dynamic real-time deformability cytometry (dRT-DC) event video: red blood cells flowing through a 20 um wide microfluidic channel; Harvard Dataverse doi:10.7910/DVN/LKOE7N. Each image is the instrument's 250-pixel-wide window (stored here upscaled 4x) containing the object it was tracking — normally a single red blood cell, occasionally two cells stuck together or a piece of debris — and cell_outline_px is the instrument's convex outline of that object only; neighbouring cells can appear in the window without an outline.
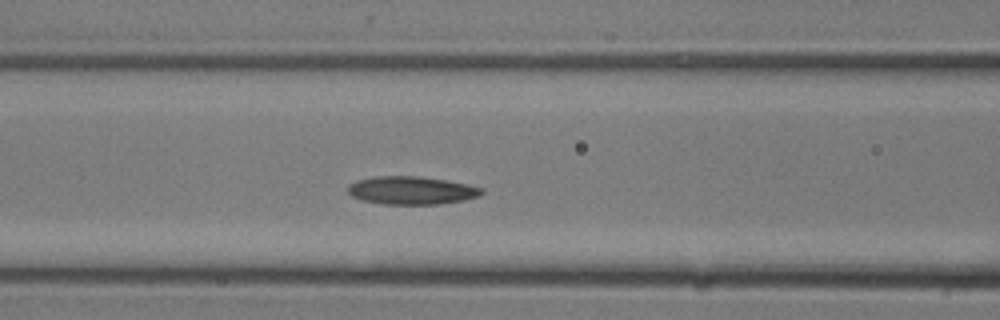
{"species": "common noctule bat (a hibernating species)", "species_latin": "Nyctalus noctula", "temperature_condition": "room temperature", "stored_images_in_passage": 12, "camera_frame_rate_fps": 3000, "um_per_image_px": 0.085, "animal": {"sex": "male", "body_mass_g": 13.3}, "frame": {"image": 1, "passage_image": 9, "time_ms": 2.667, "image_size_px": [1000, 320], "cell_outline_px": [[484, 192], [480, 196], [464, 200], [436, 204], [384, 204], [364, 200], [352, 196], [348, 192], [348, 184], [356, 180], [376, 176], [420, 176], [468, 184], [484, 188]], "centroid_in_image_um": [35.0, 16.17], "position_along_channel_um": 131.6, "area_um2": 21.85}}
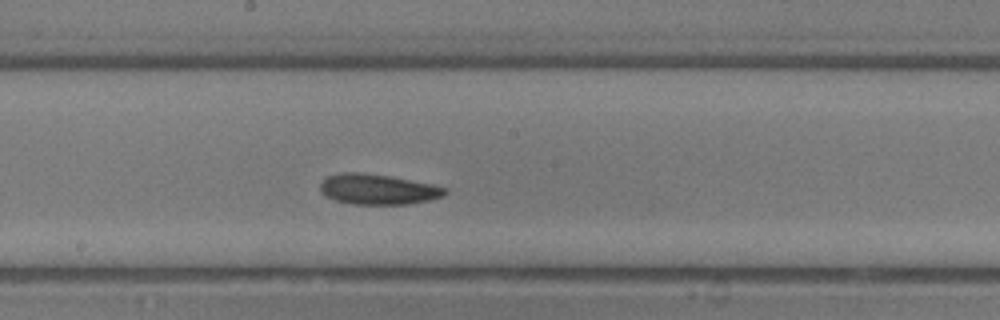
{"frame": {"image": 2, "passage_image": 12, "time_ms": 3.667, "image_size_px": [1000, 320], "cell_outline_px": [[448, 192], [444, 196], [428, 200], [408, 204], [352, 204], [336, 200], [324, 196], [320, 192], [320, 184], [328, 176], [344, 172], [360, 172], [388, 176], [432, 184], [448, 188]], "centroid_in_image_um": [32.12, 16.09], "position_along_channel_um": 216.1, "area_um2": 22.02}}